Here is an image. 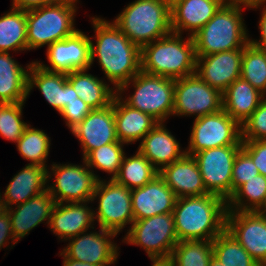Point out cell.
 I'll use <instances>...</instances> for the list:
<instances>
[{
  "label": "cell",
  "instance_id": "6da1fadb",
  "mask_svg": "<svg viewBox=\"0 0 266 266\" xmlns=\"http://www.w3.org/2000/svg\"><path fill=\"white\" fill-rule=\"evenodd\" d=\"M96 45H90L91 65L95 56L108 80L120 95L130 80L141 71V48L134 44L114 23L92 18ZM120 92V93H119Z\"/></svg>",
  "mask_w": 266,
  "mask_h": 266
},
{
  "label": "cell",
  "instance_id": "7a4b0ae2",
  "mask_svg": "<svg viewBox=\"0 0 266 266\" xmlns=\"http://www.w3.org/2000/svg\"><path fill=\"white\" fill-rule=\"evenodd\" d=\"M227 201L214 194L177 198L173 209L178 241L213 240L226 227Z\"/></svg>",
  "mask_w": 266,
  "mask_h": 266
},
{
  "label": "cell",
  "instance_id": "3957f363",
  "mask_svg": "<svg viewBox=\"0 0 266 266\" xmlns=\"http://www.w3.org/2000/svg\"><path fill=\"white\" fill-rule=\"evenodd\" d=\"M141 71L172 79L183 78L196 72V52L193 38L184 42L181 34L170 32L160 39L141 47Z\"/></svg>",
  "mask_w": 266,
  "mask_h": 266
},
{
  "label": "cell",
  "instance_id": "277c9868",
  "mask_svg": "<svg viewBox=\"0 0 266 266\" xmlns=\"http://www.w3.org/2000/svg\"><path fill=\"white\" fill-rule=\"evenodd\" d=\"M114 23L140 48L172 32L170 0H135Z\"/></svg>",
  "mask_w": 266,
  "mask_h": 266
},
{
  "label": "cell",
  "instance_id": "5b68a950",
  "mask_svg": "<svg viewBox=\"0 0 266 266\" xmlns=\"http://www.w3.org/2000/svg\"><path fill=\"white\" fill-rule=\"evenodd\" d=\"M241 6L223 4L215 15L192 36L196 56L243 49L248 43Z\"/></svg>",
  "mask_w": 266,
  "mask_h": 266
},
{
  "label": "cell",
  "instance_id": "8992f818",
  "mask_svg": "<svg viewBox=\"0 0 266 266\" xmlns=\"http://www.w3.org/2000/svg\"><path fill=\"white\" fill-rule=\"evenodd\" d=\"M77 0H61L26 11L28 50L70 37L77 30L74 16Z\"/></svg>",
  "mask_w": 266,
  "mask_h": 266
},
{
  "label": "cell",
  "instance_id": "52a82bcc",
  "mask_svg": "<svg viewBox=\"0 0 266 266\" xmlns=\"http://www.w3.org/2000/svg\"><path fill=\"white\" fill-rule=\"evenodd\" d=\"M130 81L135 92L124 101L127 105L151 115L158 122L173 115L175 79L140 71Z\"/></svg>",
  "mask_w": 266,
  "mask_h": 266
},
{
  "label": "cell",
  "instance_id": "ba28073f",
  "mask_svg": "<svg viewBox=\"0 0 266 266\" xmlns=\"http://www.w3.org/2000/svg\"><path fill=\"white\" fill-rule=\"evenodd\" d=\"M125 236L127 243L140 245L148 257H171L179 242L173 212L134 220Z\"/></svg>",
  "mask_w": 266,
  "mask_h": 266
},
{
  "label": "cell",
  "instance_id": "9c48e42d",
  "mask_svg": "<svg viewBox=\"0 0 266 266\" xmlns=\"http://www.w3.org/2000/svg\"><path fill=\"white\" fill-rule=\"evenodd\" d=\"M188 150L194 154L209 148L242 145L241 125L223 109L197 117L193 123Z\"/></svg>",
  "mask_w": 266,
  "mask_h": 266
},
{
  "label": "cell",
  "instance_id": "30bf717a",
  "mask_svg": "<svg viewBox=\"0 0 266 266\" xmlns=\"http://www.w3.org/2000/svg\"><path fill=\"white\" fill-rule=\"evenodd\" d=\"M242 145H228L202 150L193 155L206 191L226 201L232 196V169Z\"/></svg>",
  "mask_w": 266,
  "mask_h": 266
},
{
  "label": "cell",
  "instance_id": "8fae6325",
  "mask_svg": "<svg viewBox=\"0 0 266 266\" xmlns=\"http://www.w3.org/2000/svg\"><path fill=\"white\" fill-rule=\"evenodd\" d=\"M223 109L222 93L205 83L196 73L175 79L173 115L216 113Z\"/></svg>",
  "mask_w": 266,
  "mask_h": 266
},
{
  "label": "cell",
  "instance_id": "7c38bea8",
  "mask_svg": "<svg viewBox=\"0 0 266 266\" xmlns=\"http://www.w3.org/2000/svg\"><path fill=\"white\" fill-rule=\"evenodd\" d=\"M99 197L98 211L94 213L100 228L119 233L126 224L134 222L131 204V190L109 180H98L91 201ZM97 214V215H95Z\"/></svg>",
  "mask_w": 266,
  "mask_h": 266
},
{
  "label": "cell",
  "instance_id": "4fadbf2b",
  "mask_svg": "<svg viewBox=\"0 0 266 266\" xmlns=\"http://www.w3.org/2000/svg\"><path fill=\"white\" fill-rule=\"evenodd\" d=\"M79 165H52L55 175V183L48 186L47 191L55 199L56 203L89 202L95 191L98 176L88 170V166ZM59 194V195H58Z\"/></svg>",
  "mask_w": 266,
  "mask_h": 266
},
{
  "label": "cell",
  "instance_id": "5bb4252c",
  "mask_svg": "<svg viewBox=\"0 0 266 266\" xmlns=\"http://www.w3.org/2000/svg\"><path fill=\"white\" fill-rule=\"evenodd\" d=\"M225 229L261 266H266V215L260 211H227Z\"/></svg>",
  "mask_w": 266,
  "mask_h": 266
},
{
  "label": "cell",
  "instance_id": "9a60e30c",
  "mask_svg": "<svg viewBox=\"0 0 266 266\" xmlns=\"http://www.w3.org/2000/svg\"><path fill=\"white\" fill-rule=\"evenodd\" d=\"M90 40L91 38L77 29L70 37L56 41L47 47V59L51 67L38 61L36 63L50 72L67 74L78 70L87 71L91 68Z\"/></svg>",
  "mask_w": 266,
  "mask_h": 266
},
{
  "label": "cell",
  "instance_id": "2e32d148",
  "mask_svg": "<svg viewBox=\"0 0 266 266\" xmlns=\"http://www.w3.org/2000/svg\"><path fill=\"white\" fill-rule=\"evenodd\" d=\"M100 231L101 233L90 232L87 235L74 236L61 255L93 265L114 264L118 257V248L109 238L117 236V233L102 228Z\"/></svg>",
  "mask_w": 266,
  "mask_h": 266
},
{
  "label": "cell",
  "instance_id": "e0dca14e",
  "mask_svg": "<svg viewBox=\"0 0 266 266\" xmlns=\"http://www.w3.org/2000/svg\"><path fill=\"white\" fill-rule=\"evenodd\" d=\"M243 49L196 56V74L209 86L223 93L240 77Z\"/></svg>",
  "mask_w": 266,
  "mask_h": 266
},
{
  "label": "cell",
  "instance_id": "ac0fdd59",
  "mask_svg": "<svg viewBox=\"0 0 266 266\" xmlns=\"http://www.w3.org/2000/svg\"><path fill=\"white\" fill-rule=\"evenodd\" d=\"M71 132L79 139L83 158L92 150L118 142L112 103L101 109H93Z\"/></svg>",
  "mask_w": 266,
  "mask_h": 266
},
{
  "label": "cell",
  "instance_id": "d6986e66",
  "mask_svg": "<svg viewBox=\"0 0 266 266\" xmlns=\"http://www.w3.org/2000/svg\"><path fill=\"white\" fill-rule=\"evenodd\" d=\"M176 201L177 196L159 175L143 187L131 190L134 220L173 212Z\"/></svg>",
  "mask_w": 266,
  "mask_h": 266
},
{
  "label": "cell",
  "instance_id": "ffe728a7",
  "mask_svg": "<svg viewBox=\"0 0 266 266\" xmlns=\"http://www.w3.org/2000/svg\"><path fill=\"white\" fill-rule=\"evenodd\" d=\"M159 176L173 190L177 198L208 194L195 158L184 154L180 159L163 167Z\"/></svg>",
  "mask_w": 266,
  "mask_h": 266
},
{
  "label": "cell",
  "instance_id": "44dd1931",
  "mask_svg": "<svg viewBox=\"0 0 266 266\" xmlns=\"http://www.w3.org/2000/svg\"><path fill=\"white\" fill-rule=\"evenodd\" d=\"M38 87L47 102L59 113L67 103L78 98L76 91L67 81V74L44 70L36 62L30 64L28 72V92Z\"/></svg>",
  "mask_w": 266,
  "mask_h": 266
},
{
  "label": "cell",
  "instance_id": "7402d4cb",
  "mask_svg": "<svg viewBox=\"0 0 266 266\" xmlns=\"http://www.w3.org/2000/svg\"><path fill=\"white\" fill-rule=\"evenodd\" d=\"M56 202L52 195L46 190L28 201L17 205L16 210L6 208L8 212L14 241L16 244L20 238L28 235L29 231L39 225L42 221L50 222L51 214ZM16 239V240H15Z\"/></svg>",
  "mask_w": 266,
  "mask_h": 266
},
{
  "label": "cell",
  "instance_id": "603a6c76",
  "mask_svg": "<svg viewBox=\"0 0 266 266\" xmlns=\"http://www.w3.org/2000/svg\"><path fill=\"white\" fill-rule=\"evenodd\" d=\"M171 29L181 34L183 30L196 34L220 9L222 0H170ZM182 31V32H181Z\"/></svg>",
  "mask_w": 266,
  "mask_h": 266
},
{
  "label": "cell",
  "instance_id": "cb8c5ba5",
  "mask_svg": "<svg viewBox=\"0 0 266 266\" xmlns=\"http://www.w3.org/2000/svg\"><path fill=\"white\" fill-rule=\"evenodd\" d=\"M51 177L47 168L40 165L27 164L22 171L14 175L8 184L3 199L0 195V207L10 208L19 205L47 190L46 182Z\"/></svg>",
  "mask_w": 266,
  "mask_h": 266
},
{
  "label": "cell",
  "instance_id": "d4e9b609",
  "mask_svg": "<svg viewBox=\"0 0 266 266\" xmlns=\"http://www.w3.org/2000/svg\"><path fill=\"white\" fill-rule=\"evenodd\" d=\"M94 212L86 202L56 203L51 214L49 226L59 238L68 240L84 234L89 227L93 228Z\"/></svg>",
  "mask_w": 266,
  "mask_h": 266
},
{
  "label": "cell",
  "instance_id": "484cf974",
  "mask_svg": "<svg viewBox=\"0 0 266 266\" xmlns=\"http://www.w3.org/2000/svg\"><path fill=\"white\" fill-rule=\"evenodd\" d=\"M180 149L179 143L165 128L163 122H158L144 136L142 142H140L138 151L160 171L163 167L170 165L185 154V151L181 152Z\"/></svg>",
  "mask_w": 266,
  "mask_h": 266
},
{
  "label": "cell",
  "instance_id": "4316f807",
  "mask_svg": "<svg viewBox=\"0 0 266 266\" xmlns=\"http://www.w3.org/2000/svg\"><path fill=\"white\" fill-rule=\"evenodd\" d=\"M119 96L116 94L113 98L117 139L126 144L143 139L158 121L147 113L131 108Z\"/></svg>",
  "mask_w": 266,
  "mask_h": 266
},
{
  "label": "cell",
  "instance_id": "83f0119b",
  "mask_svg": "<svg viewBox=\"0 0 266 266\" xmlns=\"http://www.w3.org/2000/svg\"><path fill=\"white\" fill-rule=\"evenodd\" d=\"M263 98V93L239 77L222 93L223 110L242 125Z\"/></svg>",
  "mask_w": 266,
  "mask_h": 266
},
{
  "label": "cell",
  "instance_id": "f1b7e54d",
  "mask_svg": "<svg viewBox=\"0 0 266 266\" xmlns=\"http://www.w3.org/2000/svg\"><path fill=\"white\" fill-rule=\"evenodd\" d=\"M23 69L8 52H0V103L24 102L28 92V69Z\"/></svg>",
  "mask_w": 266,
  "mask_h": 266
},
{
  "label": "cell",
  "instance_id": "f546056e",
  "mask_svg": "<svg viewBox=\"0 0 266 266\" xmlns=\"http://www.w3.org/2000/svg\"><path fill=\"white\" fill-rule=\"evenodd\" d=\"M85 72L86 70H78L67 73V81L72 85L78 97L85 101L92 110L109 106L117 92H114L102 80Z\"/></svg>",
  "mask_w": 266,
  "mask_h": 266
},
{
  "label": "cell",
  "instance_id": "4dcf8cb0",
  "mask_svg": "<svg viewBox=\"0 0 266 266\" xmlns=\"http://www.w3.org/2000/svg\"><path fill=\"white\" fill-rule=\"evenodd\" d=\"M28 50L26 11L12 8L0 17V52Z\"/></svg>",
  "mask_w": 266,
  "mask_h": 266
},
{
  "label": "cell",
  "instance_id": "1f68e13d",
  "mask_svg": "<svg viewBox=\"0 0 266 266\" xmlns=\"http://www.w3.org/2000/svg\"><path fill=\"white\" fill-rule=\"evenodd\" d=\"M159 171L139 151L130 158L124 155L119 172L114 181L130 190L141 188L151 182Z\"/></svg>",
  "mask_w": 266,
  "mask_h": 266
},
{
  "label": "cell",
  "instance_id": "d6a6232c",
  "mask_svg": "<svg viewBox=\"0 0 266 266\" xmlns=\"http://www.w3.org/2000/svg\"><path fill=\"white\" fill-rule=\"evenodd\" d=\"M247 202L244 203V198ZM266 204V176L259 174L242 184L228 199V211H261ZM234 209V210H233Z\"/></svg>",
  "mask_w": 266,
  "mask_h": 266
},
{
  "label": "cell",
  "instance_id": "836d02e7",
  "mask_svg": "<svg viewBox=\"0 0 266 266\" xmlns=\"http://www.w3.org/2000/svg\"><path fill=\"white\" fill-rule=\"evenodd\" d=\"M213 256L224 266H261L226 229L213 239Z\"/></svg>",
  "mask_w": 266,
  "mask_h": 266
},
{
  "label": "cell",
  "instance_id": "e575fe53",
  "mask_svg": "<svg viewBox=\"0 0 266 266\" xmlns=\"http://www.w3.org/2000/svg\"><path fill=\"white\" fill-rule=\"evenodd\" d=\"M213 256V240H183L173 248L175 266H209Z\"/></svg>",
  "mask_w": 266,
  "mask_h": 266
},
{
  "label": "cell",
  "instance_id": "d590c367",
  "mask_svg": "<svg viewBox=\"0 0 266 266\" xmlns=\"http://www.w3.org/2000/svg\"><path fill=\"white\" fill-rule=\"evenodd\" d=\"M240 77L266 95V50L250 42L243 48Z\"/></svg>",
  "mask_w": 266,
  "mask_h": 266
},
{
  "label": "cell",
  "instance_id": "8d00e7d4",
  "mask_svg": "<svg viewBox=\"0 0 266 266\" xmlns=\"http://www.w3.org/2000/svg\"><path fill=\"white\" fill-rule=\"evenodd\" d=\"M49 139L43 130L31 128L28 125L16 143L21 156L31 161L29 164L47 168L45 163L49 154Z\"/></svg>",
  "mask_w": 266,
  "mask_h": 266
},
{
  "label": "cell",
  "instance_id": "74e56055",
  "mask_svg": "<svg viewBox=\"0 0 266 266\" xmlns=\"http://www.w3.org/2000/svg\"><path fill=\"white\" fill-rule=\"evenodd\" d=\"M123 144L125 143L118 141L101 146L90 151L83 160L89 168L95 167L107 173H113L111 180H114L125 155L122 148Z\"/></svg>",
  "mask_w": 266,
  "mask_h": 266
},
{
  "label": "cell",
  "instance_id": "f35d334b",
  "mask_svg": "<svg viewBox=\"0 0 266 266\" xmlns=\"http://www.w3.org/2000/svg\"><path fill=\"white\" fill-rule=\"evenodd\" d=\"M25 102L0 103V135L17 142L28 126L21 120L22 107Z\"/></svg>",
  "mask_w": 266,
  "mask_h": 266
},
{
  "label": "cell",
  "instance_id": "ab89813d",
  "mask_svg": "<svg viewBox=\"0 0 266 266\" xmlns=\"http://www.w3.org/2000/svg\"><path fill=\"white\" fill-rule=\"evenodd\" d=\"M242 141L266 140V98L241 125Z\"/></svg>",
  "mask_w": 266,
  "mask_h": 266
},
{
  "label": "cell",
  "instance_id": "60d3db41",
  "mask_svg": "<svg viewBox=\"0 0 266 266\" xmlns=\"http://www.w3.org/2000/svg\"><path fill=\"white\" fill-rule=\"evenodd\" d=\"M259 174L252 158L241 148L236 155L232 169V194L246 181Z\"/></svg>",
  "mask_w": 266,
  "mask_h": 266
},
{
  "label": "cell",
  "instance_id": "b9f144b4",
  "mask_svg": "<svg viewBox=\"0 0 266 266\" xmlns=\"http://www.w3.org/2000/svg\"><path fill=\"white\" fill-rule=\"evenodd\" d=\"M92 109L81 98H77L70 103H67L59 113L66 120V125L72 130L76 127Z\"/></svg>",
  "mask_w": 266,
  "mask_h": 266
},
{
  "label": "cell",
  "instance_id": "7bdbcfd3",
  "mask_svg": "<svg viewBox=\"0 0 266 266\" xmlns=\"http://www.w3.org/2000/svg\"><path fill=\"white\" fill-rule=\"evenodd\" d=\"M242 149L252 158L259 173L266 176V140L242 141Z\"/></svg>",
  "mask_w": 266,
  "mask_h": 266
},
{
  "label": "cell",
  "instance_id": "ee69618b",
  "mask_svg": "<svg viewBox=\"0 0 266 266\" xmlns=\"http://www.w3.org/2000/svg\"><path fill=\"white\" fill-rule=\"evenodd\" d=\"M8 237L14 240L10 217L5 209L0 208V249L7 244Z\"/></svg>",
  "mask_w": 266,
  "mask_h": 266
},
{
  "label": "cell",
  "instance_id": "f6af8a7d",
  "mask_svg": "<svg viewBox=\"0 0 266 266\" xmlns=\"http://www.w3.org/2000/svg\"><path fill=\"white\" fill-rule=\"evenodd\" d=\"M61 0H13L12 8L21 10H30L46 6Z\"/></svg>",
  "mask_w": 266,
  "mask_h": 266
},
{
  "label": "cell",
  "instance_id": "bcb514c9",
  "mask_svg": "<svg viewBox=\"0 0 266 266\" xmlns=\"http://www.w3.org/2000/svg\"><path fill=\"white\" fill-rule=\"evenodd\" d=\"M262 17L259 22V29L261 31V39L257 42L256 40H249V42L261 49L266 50V8L263 10Z\"/></svg>",
  "mask_w": 266,
  "mask_h": 266
},
{
  "label": "cell",
  "instance_id": "7dc6e473",
  "mask_svg": "<svg viewBox=\"0 0 266 266\" xmlns=\"http://www.w3.org/2000/svg\"><path fill=\"white\" fill-rule=\"evenodd\" d=\"M223 4L227 5H244L249 8H257L265 3L266 0H222Z\"/></svg>",
  "mask_w": 266,
  "mask_h": 266
},
{
  "label": "cell",
  "instance_id": "c3c4849f",
  "mask_svg": "<svg viewBox=\"0 0 266 266\" xmlns=\"http://www.w3.org/2000/svg\"><path fill=\"white\" fill-rule=\"evenodd\" d=\"M150 259L153 262L152 266H175L171 257H154Z\"/></svg>",
  "mask_w": 266,
  "mask_h": 266
},
{
  "label": "cell",
  "instance_id": "681fc988",
  "mask_svg": "<svg viewBox=\"0 0 266 266\" xmlns=\"http://www.w3.org/2000/svg\"><path fill=\"white\" fill-rule=\"evenodd\" d=\"M63 257H64L63 266H108V265H93L87 262H81L71 258H66L65 256Z\"/></svg>",
  "mask_w": 266,
  "mask_h": 266
},
{
  "label": "cell",
  "instance_id": "f907efd6",
  "mask_svg": "<svg viewBox=\"0 0 266 266\" xmlns=\"http://www.w3.org/2000/svg\"><path fill=\"white\" fill-rule=\"evenodd\" d=\"M209 266H224L220 261H218L214 256L210 259Z\"/></svg>",
  "mask_w": 266,
  "mask_h": 266
},
{
  "label": "cell",
  "instance_id": "816d5d0a",
  "mask_svg": "<svg viewBox=\"0 0 266 266\" xmlns=\"http://www.w3.org/2000/svg\"><path fill=\"white\" fill-rule=\"evenodd\" d=\"M260 212L263 213L264 215H266V204Z\"/></svg>",
  "mask_w": 266,
  "mask_h": 266
}]
</instances>
